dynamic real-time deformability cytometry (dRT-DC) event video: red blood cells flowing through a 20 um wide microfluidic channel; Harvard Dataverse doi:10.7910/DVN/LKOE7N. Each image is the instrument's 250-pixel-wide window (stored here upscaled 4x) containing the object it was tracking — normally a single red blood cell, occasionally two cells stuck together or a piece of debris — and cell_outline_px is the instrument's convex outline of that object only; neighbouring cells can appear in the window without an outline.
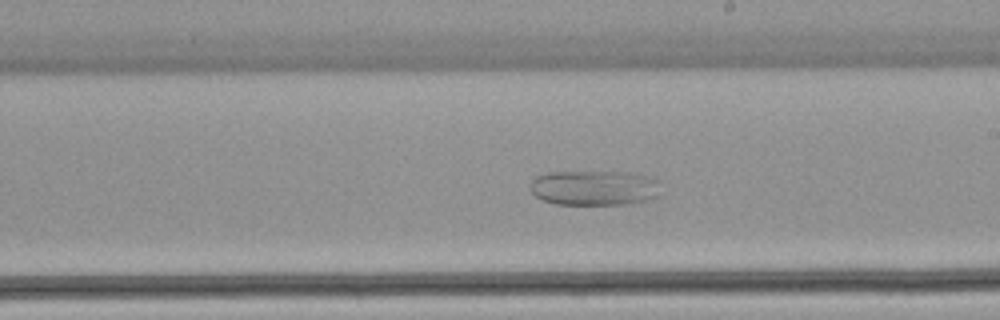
{"species": "common noctule bat (a hibernating species)", "species_latin": "Nyctalus noctula", "temperature_condition": "warm", "stored_images_in_passage": 53, "camera_frame_rate_fps": 3000, "um_per_image_px": 0.085, "animal": {"sex": "female", "body_mass_g": 22.7, "forearm_length_mm": 54.2}, "frame": {"image": 1, "passage_image": 31, "time_ms": 10.0, "image_size_px": [1000, 320], "cell_outline_px": [[660, 180], [656, 196], [652, 200], [632, 204], [556, 204], [544, 200], [536, 196], [532, 192], [532, 180], [536, 176], [548, 172], [636, 172], [656, 176]], "centroid_in_image_um": [50.62, 15.95], "position_along_channel_um": 238.4, "area_um2": 27.05}}